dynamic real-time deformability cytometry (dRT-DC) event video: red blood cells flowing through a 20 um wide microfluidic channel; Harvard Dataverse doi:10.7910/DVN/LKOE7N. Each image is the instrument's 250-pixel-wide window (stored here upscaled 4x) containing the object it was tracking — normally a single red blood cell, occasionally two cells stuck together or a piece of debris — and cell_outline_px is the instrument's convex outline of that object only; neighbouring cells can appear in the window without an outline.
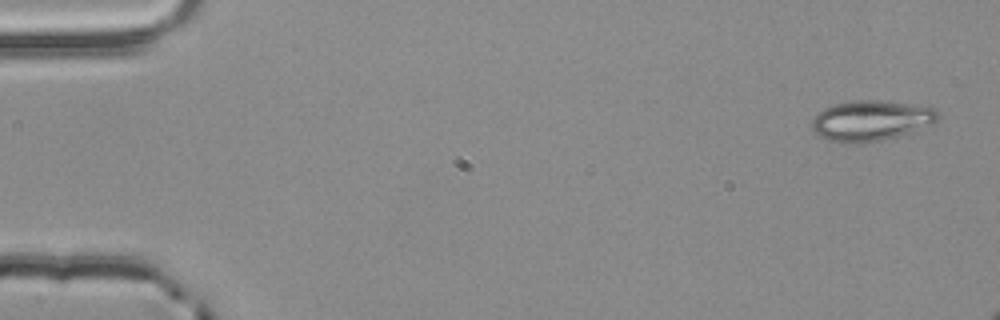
{"species": "common noctule bat (a hibernating species)", "species_latin": "Nyctalus noctula", "temperature_condition": "room temperature", "stored_images_in_passage": 3, "camera_frame_rate_fps": 3000, "um_per_image_px": 0.085, "animal": {"sex": "male", "body_mass_g": 20.4}, "frame": {"image": 1, "passage_image": 1, "time_ms": 0.0, "image_size_px": [1000, 320], "cell_outline_px": [[940, 116], [932, 124], [896, 136], [880, 140], [844, 144], [828, 140], [816, 136], [812, 128], [812, 120], [816, 112], [832, 104], [852, 100], [880, 100], [912, 104], [936, 108]], "centroid_in_image_um": [73.97, 10.24], "position_along_channel_um": 11.0, "area_um2": 29.82}}